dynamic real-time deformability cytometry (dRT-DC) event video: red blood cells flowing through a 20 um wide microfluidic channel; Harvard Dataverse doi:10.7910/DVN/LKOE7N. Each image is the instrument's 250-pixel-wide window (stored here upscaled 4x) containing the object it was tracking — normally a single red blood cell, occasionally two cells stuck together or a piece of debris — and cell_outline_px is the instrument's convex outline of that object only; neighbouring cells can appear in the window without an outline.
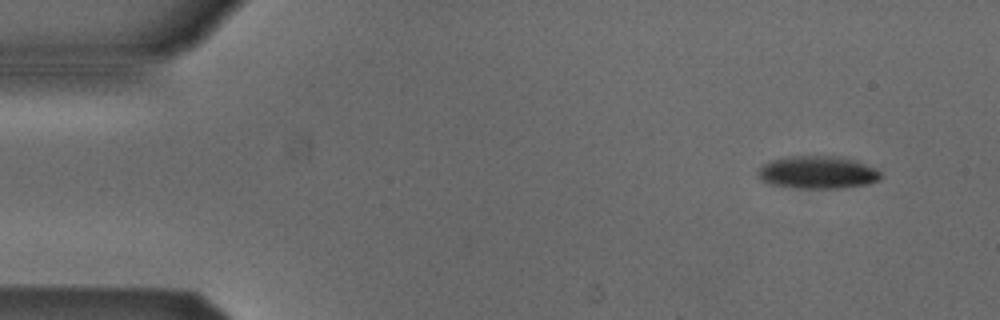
{"species": "Egyptian fruit bat (a non-hibernating species)", "species_latin": "Rousettus aegyptiacus", "temperature_condition": "cold", "stored_images_in_passage": 13, "camera_frame_rate_fps": 3000, "um_per_image_px": 0.085, "animal": {"sex": "male"}, "frame": {"image": 1, "passage_image": 1, "time_ms": 0.0, "image_size_px": [1000, 320], "cell_outline_px": [[880, 180], [868, 184], [840, 188], [796, 188], [772, 184], [764, 180], [756, 172], [764, 164], [772, 160], [788, 156], [836, 156], [856, 160], [876, 168], [880, 172]], "centroid_in_image_um": [69.54, 14.65], "position_along_channel_um": 15.5, "area_um2": 23.24}}
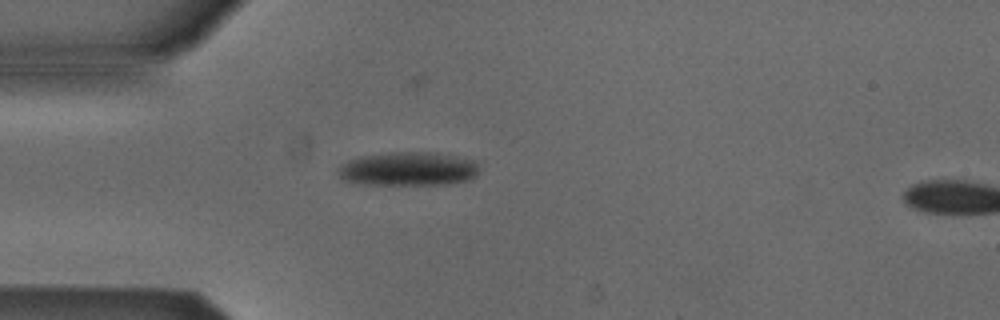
{"frame": {"image": 2, "passage_image": 11, "time_ms": 3.333, "image_size_px": [1000, 320], "cell_outline_px": [[480, 172], [476, 176], [468, 180], [448, 184], [364, 184], [344, 180], [336, 172], [336, 168], [340, 164], [348, 160], [360, 156], [388, 152], [436, 152], [476, 160], [480, 164]], "centroid_in_image_um": [34.73, 14.34], "position_along_channel_um": 50.3, "area_um2": 28.26}}